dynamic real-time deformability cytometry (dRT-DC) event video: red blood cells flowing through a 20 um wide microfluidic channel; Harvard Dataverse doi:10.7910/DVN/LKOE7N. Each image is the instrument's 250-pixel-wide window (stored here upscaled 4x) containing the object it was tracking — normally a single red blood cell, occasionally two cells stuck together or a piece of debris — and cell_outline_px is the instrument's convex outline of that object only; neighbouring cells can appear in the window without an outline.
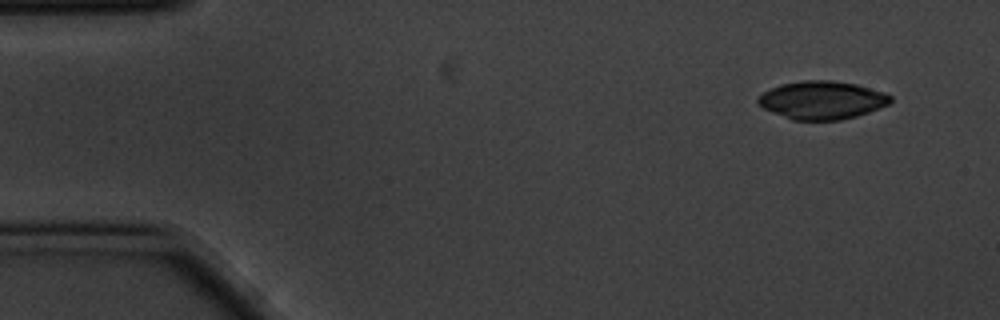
{"species": "common noctule bat (a hibernating species)", "species_latin": "Nyctalus noctula", "temperature_condition": "cold", "stored_images_in_passage": 6, "camera_frame_rate_fps": 3000, "um_per_image_px": 0.085, "animal": {"sex": "male", "body_mass_g": 20.1, "forearm_length_mm": 53.5}, "frame": {"image": 1, "passage_image": 6, "time_ms": 1.667, "image_size_px": [1000, 320], "cell_outline_px": [[892, 100], [888, 104], [868, 112], [856, 116], [840, 120], [792, 120], [764, 108], [756, 104], [756, 100], [764, 92], [780, 84], [804, 80], [832, 80], [856, 84], [884, 92], [892, 96]], "centroid_in_image_um": [69.87, 8.5], "position_along_channel_um": 15.1, "area_um2": 29.3}}